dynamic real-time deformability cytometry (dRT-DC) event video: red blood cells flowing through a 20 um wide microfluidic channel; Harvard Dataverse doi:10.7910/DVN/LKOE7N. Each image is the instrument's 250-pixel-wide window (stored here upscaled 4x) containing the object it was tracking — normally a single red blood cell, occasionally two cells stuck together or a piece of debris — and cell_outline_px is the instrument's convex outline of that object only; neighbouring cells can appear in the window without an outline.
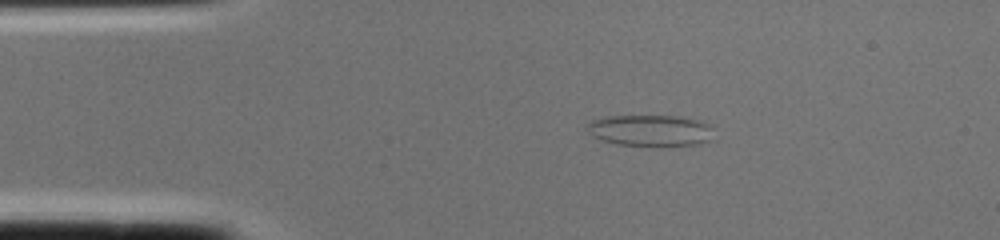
{"species": "common noctule bat (a hibernating species)", "species_latin": "Nyctalus noctula", "temperature_condition": "cold", "stored_images_in_passage": 2, "camera_frame_rate_fps": 3000, "um_per_image_px": 0.085, "animal": {"sex": "female", "body_mass_g": 22.0, "forearm_length_mm": 56.7}, "frame": {"image": 1, "passage_image": 1, "time_ms": 0.0, "image_size_px": [1000, 240], "cell_outline_px": [[716, 140], [700, 144], [656, 148], [616, 144], [592, 136], [584, 128], [592, 120], [608, 116], [680, 116], [704, 120], [712, 128]], "centroid_in_image_um": [55.38, 11.12], "position_along_channel_um": 29.6, "area_um2": 24.28}}